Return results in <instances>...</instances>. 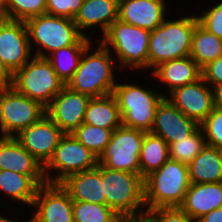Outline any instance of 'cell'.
Segmentation results:
<instances>
[{"instance_id":"39","label":"cell","mask_w":222,"mask_h":222,"mask_svg":"<svg viewBox=\"0 0 222 222\" xmlns=\"http://www.w3.org/2000/svg\"><path fill=\"white\" fill-rule=\"evenodd\" d=\"M13 74L6 68L0 57V87L11 86Z\"/></svg>"},{"instance_id":"17","label":"cell","mask_w":222,"mask_h":222,"mask_svg":"<svg viewBox=\"0 0 222 222\" xmlns=\"http://www.w3.org/2000/svg\"><path fill=\"white\" fill-rule=\"evenodd\" d=\"M200 125L184 115L166 97L158 104L151 133L162 137L168 145L192 135Z\"/></svg>"},{"instance_id":"21","label":"cell","mask_w":222,"mask_h":222,"mask_svg":"<svg viewBox=\"0 0 222 222\" xmlns=\"http://www.w3.org/2000/svg\"><path fill=\"white\" fill-rule=\"evenodd\" d=\"M119 0H84L74 22L79 31L86 37L85 29L100 26L103 35L110 25L118 19Z\"/></svg>"},{"instance_id":"32","label":"cell","mask_w":222,"mask_h":222,"mask_svg":"<svg viewBox=\"0 0 222 222\" xmlns=\"http://www.w3.org/2000/svg\"><path fill=\"white\" fill-rule=\"evenodd\" d=\"M119 218L107 205L73 201L74 222H118Z\"/></svg>"},{"instance_id":"27","label":"cell","mask_w":222,"mask_h":222,"mask_svg":"<svg viewBox=\"0 0 222 222\" xmlns=\"http://www.w3.org/2000/svg\"><path fill=\"white\" fill-rule=\"evenodd\" d=\"M91 43V38L83 36L76 44L56 50L47 57L55 73L65 85L74 75L84 50Z\"/></svg>"},{"instance_id":"23","label":"cell","mask_w":222,"mask_h":222,"mask_svg":"<svg viewBox=\"0 0 222 222\" xmlns=\"http://www.w3.org/2000/svg\"><path fill=\"white\" fill-rule=\"evenodd\" d=\"M0 170L23 175H44L43 165L15 137L0 136Z\"/></svg>"},{"instance_id":"16","label":"cell","mask_w":222,"mask_h":222,"mask_svg":"<svg viewBox=\"0 0 222 222\" xmlns=\"http://www.w3.org/2000/svg\"><path fill=\"white\" fill-rule=\"evenodd\" d=\"M90 97L65 86L46 107V115L66 134L83 122Z\"/></svg>"},{"instance_id":"10","label":"cell","mask_w":222,"mask_h":222,"mask_svg":"<svg viewBox=\"0 0 222 222\" xmlns=\"http://www.w3.org/2000/svg\"><path fill=\"white\" fill-rule=\"evenodd\" d=\"M97 165L98 157L72 134L65 133L59 140L53 157L44 166V177L48 183H60L71 174L94 169Z\"/></svg>"},{"instance_id":"22","label":"cell","mask_w":222,"mask_h":222,"mask_svg":"<svg viewBox=\"0 0 222 222\" xmlns=\"http://www.w3.org/2000/svg\"><path fill=\"white\" fill-rule=\"evenodd\" d=\"M150 72L156 80L165 83L168 95L175 88L202 78V68L190 56L163 62Z\"/></svg>"},{"instance_id":"38","label":"cell","mask_w":222,"mask_h":222,"mask_svg":"<svg viewBox=\"0 0 222 222\" xmlns=\"http://www.w3.org/2000/svg\"><path fill=\"white\" fill-rule=\"evenodd\" d=\"M202 78L211 88L222 84V55L202 68Z\"/></svg>"},{"instance_id":"25","label":"cell","mask_w":222,"mask_h":222,"mask_svg":"<svg viewBox=\"0 0 222 222\" xmlns=\"http://www.w3.org/2000/svg\"><path fill=\"white\" fill-rule=\"evenodd\" d=\"M190 183L222 182V149L205 145L188 164Z\"/></svg>"},{"instance_id":"2","label":"cell","mask_w":222,"mask_h":222,"mask_svg":"<svg viewBox=\"0 0 222 222\" xmlns=\"http://www.w3.org/2000/svg\"><path fill=\"white\" fill-rule=\"evenodd\" d=\"M197 16L166 18L150 33L148 48V68L152 70L159 64L189 56L192 36Z\"/></svg>"},{"instance_id":"35","label":"cell","mask_w":222,"mask_h":222,"mask_svg":"<svg viewBox=\"0 0 222 222\" xmlns=\"http://www.w3.org/2000/svg\"><path fill=\"white\" fill-rule=\"evenodd\" d=\"M196 16L202 27L222 39V1Z\"/></svg>"},{"instance_id":"8","label":"cell","mask_w":222,"mask_h":222,"mask_svg":"<svg viewBox=\"0 0 222 222\" xmlns=\"http://www.w3.org/2000/svg\"><path fill=\"white\" fill-rule=\"evenodd\" d=\"M11 86L46 108L66 85L47 58L33 56L13 74Z\"/></svg>"},{"instance_id":"29","label":"cell","mask_w":222,"mask_h":222,"mask_svg":"<svg viewBox=\"0 0 222 222\" xmlns=\"http://www.w3.org/2000/svg\"><path fill=\"white\" fill-rule=\"evenodd\" d=\"M222 55V39L207 31L199 23L195 25L189 56L201 67Z\"/></svg>"},{"instance_id":"30","label":"cell","mask_w":222,"mask_h":222,"mask_svg":"<svg viewBox=\"0 0 222 222\" xmlns=\"http://www.w3.org/2000/svg\"><path fill=\"white\" fill-rule=\"evenodd\" d=\"M206 141L201 127L185 139L168 145L170 159L188 165L205 147Z\"/></svg>"},{"instance_id":"4","label":"cell","mask_w":222,"mask_h":222,"mask_svg":"<svg viewBox=\"0 0 222 222\" xmlns=\"http://www.w3.org/2000/svg\"><path fill=\"white\" fill-rule=\"evenodd\" d=\"M151 31L142 29L117 19L100 41L114 53V58L121 70L127 67L133 70L148 68V48ZM113 49V50H112Z\"/></svg>"},{"instance_id":"26","label":"cell","mask_w":222,"mask_h":222,"mask_svg":"<svg viewBox=\"0 0 222 222\" xmlns=\"http://www.w3.org/2000/svg\"><path fill=\"white\" fill-rule=\"evenodd\" d=\"M103 129L116 130L122 125L118 102L113 94L91 98L87 106L84 122Z\"/></svg>"},{"instance_id":"19","label":"cell","mask_w":222,"mask_h":222,"mask_svg":"<svg viewBox=\"0 0 222 222\" xmlns=\"http://www.w3.org/2000/svg\"><path fill=\"white\" fill-rule=\"evenodd\" d=\"M72 201H83L106 205L102 165L96 168L74 173L60 182Z\"/></svg>"},{"instance_id":"9","label":"cell","mask_w":222,"mask_h":222,"mask_svg":"<svg viewBox=\"0 0 222 222\" xmlns=\"http://www.w3.org/2000/svg\"><path fill=\"white\" fill-rule=\"evenodd\" d=\"M45 115L46 108L38 101L17 92L12 86L0 87L1 137H16Z\"/></svg>"},{"instance_id":"12","label":"cell","mask_w":222,"mask_h":222,"mask_svg":"<svg viewBox=\"0 0 222 222\" xmlns=\"http://www.w3.org/2000/svg\"><path fill=\"white\" fill-rule=\"evenodd\" d=\"M32 206L36 209L28 222H74L73 201L60 183L40 185Z\"/></svg>"},{"instance_id":"44","label":"cell","mask_w":222,"mask_h":222,"mask_svg":"<svg viewBox=\"0 0 222 222\" xmlns=\"http://www.w3.org/2000/svg\"><path fill=\"white\" fill-rule=\"evenodd\" d=\"M5 16H4V9H0V24L4 21Z\"/></svg>"},{"instance_id":"15","label":"cell","mask_w":222,"mask_h":222,"mask_svg":"<svg viewBox=\"0 0 222 222\" xmlns=\"http://www.w3.org/2000/svg\"><path fill=\"white\" fill-rule=\"evenodd\" d=\"M166 98L199 125L215 108L213 88L203 78L192 84L175 88Z\"/></svg>"},{"instance_id":"3","label":"cell","mask_w":222,"mask_h":222,"mask_svg":"<svg viewBox=\"0 0 222 222\" xmlns=\"http://www.w3.org/2000/svg\"><path fill=\"white\" fill-rule=\"evenodd\" d=\"M189 185L188 165L169 158L144 178L146 210L179 207Z\"/></svg>"},{"instance_id":"14","label":"cell","mask_w":222,"mask_h":222,"mask_svg":"<svg viewBox=\"0 0 222 222\" xmlns=\"http://www.w3.org/2000/svg\"><path fill=\"white\" fill-rule=\"evenodd\" d=\"M65 133L47 116L22 130L15 138L43 167L53 157Z\"/></svg>"},{"instance_id":"13","label":"cell","mask_w":222,"mask_h":222,"mask_svg":"<svg viewBox=\"0 0 222 222\" xmlns=\"http://www.w3.org/2000/svg\"><path fill=\"white\" fill-rule=\"evenodd\" d=\"M33 56L25 22L4 19L0 24V57L6 68L14 74Z\"/></svg>"},{"instance_id":"1","label":"cell","mask_w":222,"mask_h":222,"mask_svg":"<svg viewBox=\"0 0 222 222\" xmlns=\"http://www.w3.org/2000/svg\"><path fill=\"white\" fill-rule=\"evenodd\" d=\"M92 48L91 43L84 50L78 68L66 86L90 98L113 94L117 84L114 68H119L116 59L100 41L94 52Z\"/></svg>"},{"instance_id":"28","label":"cell","mask_w":222,"mask_h":222,"mask_svg":"<svg viewBox=\"0 0 222 222\" xmlns=\"http://www.w3.org/2000/svg\"><path fill=\"white\" fill-rule=\"evenodd\" d=\"M169 158L168 143L160 136L145 132L139 155L140 175L143 178L147 177L158 170Z\"/></svg>"},{"instance_id":"11","label":"cell","mask_w":222,"mask_h":222,"mask_svg":"<svg viewBox=\"0 0 222 222\" xmlns=\"http://www.w3.org/2000/svg\"><path fill=\"white\" fill-rule=\"evenodd\" d=\"M145 131L119 126L98 158L103 167L140 174L139 155Z\"/></svg>"},{"instance_id":"18","label":"cell","mask_w":222,"mask_h":222,"mask_svg":"<svg viewBox=\"0 0 222 222\" xmlns=\"http://www.w3.org/2000/svg\"><path fill=\"white\" fill-rule=\"evenodd\" d=\"M165 0H119L118 19L124 23L153 31L166 19Z\"/></svg>"},{"instance_id":"40","label":"cell","mask_w":222,"mask_h":222,"mask_svg":"<svg viewBox=\"0 0 222 222\" xmlns=\"http://www.w3.org/2000/svg\"><path fill=\"white\" fill-rule=\"evenodd\" d=\"M197 222H222V207L212 210L197 220Z\"/></svg>"},{"instance_id":"31","label":"cell","mask_w":222,"mask_h":222,"mask_svg":"<svg viewBox=\"0 0 222 222\" xmlns=\"http://www.w3.org/2000/svg\"><path fill=\"white\" fill-rule=\"evenodd\" d=\"M113 131L82 123L71 134L98 158L110 142Z\"/></svg>"},{"instance_id":"37","label":"cell","mask_w":222,"mask_h":222,"mask_svg":"<svg viewBox=\"0 0 222 222\" xmlns=\"http://www.w3.org/2000/svg\"><path fill=\"white\" fill-rule=\"evenodd\" d=\"M153 222H197L179 207L155 208L145 212Z\"/></svg>"},{"instance_id":"34","label":"cell","mask_w":222,"mask_h":222,"mask_svg":"<svg viewBox=\"0 0 222 222\" xmlns=\"http://www.w3.org/2000/svg\"><path fill=\"white\" fill-rule=\"evenodd\" d=\"M206 145L222 149V109L214 108L200 124Z\"/></svg>"},{"instance_id":"20","label":"cell","mask_w":222,"mask_h":222,"mask_svg":"<svg viewBox=\"0 0 222 222\" xmlns=\"http://www.w3.org/2000/svg\"><path fill=\"white\" fill-rule=\"evenodd\" d=\"M222 207V182L190 183L179 208L193 220Z\"/></svg>"},{"instance_id":"6","label":"cell","mask_w":222,"mask_h":222,"mask_svg":"<svg viewBox=\"0 0 222 222\" xmlns=\"http://www.w3.org/2000/svg\"><path fill=\"white\" fill-rule=\"evenodd\" d=\"M164 94L158 90L146 89L134 82L131 84L118 82L114 87L113 95L118 102L122 125L150 132L157 106L167 96Z\"/></svg>"},{"instance_id":"45","label":"cell","mask_w":222,"mask_h":222,"mask_svg":"<svg viewBox=\"0 0 222 222\" xmlns=\"http://www.w3.org/2000/svg\"><path fill=\"white\" fill-rule=\"evenodd\" d=\"M5 0H0V9H4Z\"/></svg>"},{"instance_id":"42","label":"cell","mask_w":222,"mask_h":222,"mask_svg":"<svg viewBox=\"0 0 222 222\" xmlns=\"http://www.w3.org/2000/svg\"><path fill=\"white\" fill-rule=\"evenodd\" d=\"M214 106L222 109V84L213 87Z\"/></svg>"},{"instance_id":"41","label":"cell","mask_w":222,"mask_h":222,"mask_svg":"<svg viewBox=\"0 0 222 222\" xmlns=\"http://www.w3.org/2000/svg\"><path fill=\"white\" fill-rule=\"evenodd\" d=\"M118 222H153L152 219L146 214L134 216H122Z\"/></svg>"},{"instance_id":"7","label":"cell","mask_w":222,"mask_h":222,"mask_svg":"<svg viewBox=\"0 0 222 222\" xmlns=\"http://www.w3.org/2000/svg\"><path fill=\"white\" fill-rule=\"evenodd\" d=\"M102 181L106 205L117 215L134 216L146 212L144 178L140 174L102 166Z\"/></svg>"},{"instance_id":"24","label":"cell","mask_w":222,"mask_h":222,"mask_svg":"<svg viewBox=\"0 0 222 222\" xmlns=\"http://www.w3.org/2000/svg\"><path fill=\"white\" fill-rule=\"evenodd\" d=\"M44 175H23L14 171L0 170V191L12 201L32 206Z\"/></svg>"},{"instance_id":"36","label":"cell","mask_w":222,"mask_h":222,"mask_svg":"<svg viewBox=\"0 0 222 222\" xmlns=\"http://www.w3.org/2000/svg\"><path fill=\"white\" fill-rule=\"evenodd\" d=\"M84 0H46V14L74 19Z\"/></svg>"},{"instance_id":"33","label":"cell","mask_w":222,"mask_h":222,"mask_svg":"<svg viewBox=\"0 0 222 222\" xmlns=\"http://www.w3.org/2000/svg\"><path fill=\"white\" fill-rule=\"evenodd\" d=\"M46 14V0H5V19L27 21Z\"/></svg>"},{"instance_id":"43","label":"cell","mask_w":222,"mask_h":222,"mask_svg":"<svg viewBox=\"0 0 222 222\" xmlns=\"http://www.w3.org/2000/svg\"><path fill=\"white\" fill-rule=\"evenodd\" d=\"M0 222H17V220L16 219H10V218H7L5 215L4 216H2V215H0Z\"/></svg>"},{"instance_id":"5","label":"cell","mask_w":222,"mask_h":222,"mask_svg":"<svg viewBox=\"0 0 222 222\" xmlns=\"http://www.w3.org/2000/svg\"><path fill=\"white\" fill-rule=\"evenodd\" d=\"M31 50L34 56L47 58L52 52L76 44L84 35L73 19L38 15L25 21ZM33 43V44H32Z\"/></svg>"}]
</instances>
